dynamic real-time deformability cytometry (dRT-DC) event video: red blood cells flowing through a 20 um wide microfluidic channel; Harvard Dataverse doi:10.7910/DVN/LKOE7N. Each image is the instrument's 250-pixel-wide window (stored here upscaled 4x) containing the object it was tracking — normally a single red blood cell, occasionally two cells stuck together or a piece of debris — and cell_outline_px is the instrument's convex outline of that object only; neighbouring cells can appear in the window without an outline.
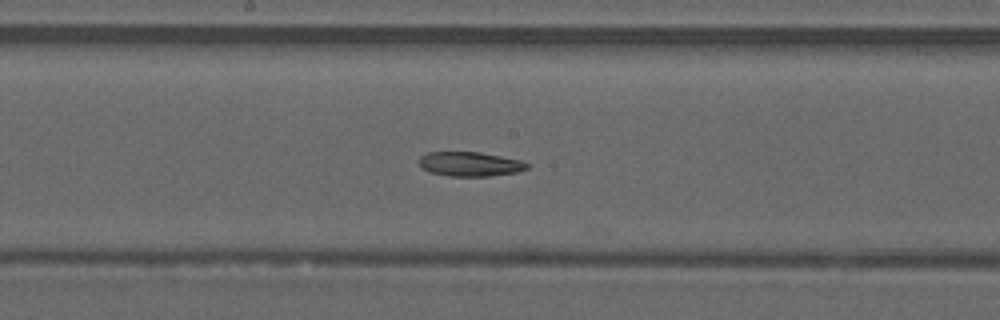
{"species": "common noctule bat (a hibernating species)", "species_latin": "Nyctalus noctula", "temperature_condition": "warm", "stored_images_in_passage": 20, "camera_frame_rate_fps": 3000, "um_per_image_px": 0.085, "animal": {"sex": "male", "forearm_length_mm": 52.5}, "frame": {"image": 1, "passage_image": 17, "time_ms": 5.333, "image_size_px": [1000, 320], "cell_outline_px": [[532, 164], [528, 168], [516, 172], [488, 176], [448, 176], [428, 172], [420, 168], [420, 156], [428, 152], [480, 152], [520, 160]], "centroid_in_image_um": [39.94, 13.95], "position_along_channel_um": 208.3, "area_um2": 15.43}}